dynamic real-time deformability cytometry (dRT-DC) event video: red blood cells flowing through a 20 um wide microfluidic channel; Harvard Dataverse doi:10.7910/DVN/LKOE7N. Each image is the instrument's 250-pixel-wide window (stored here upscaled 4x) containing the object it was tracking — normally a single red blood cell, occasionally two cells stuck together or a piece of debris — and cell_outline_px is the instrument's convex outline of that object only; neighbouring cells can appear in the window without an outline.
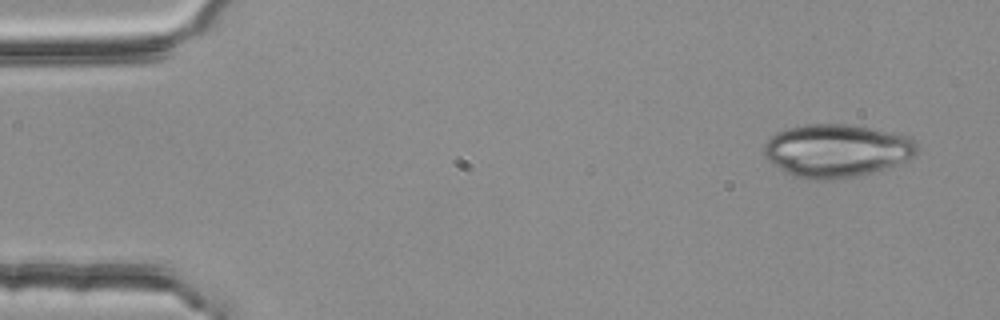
{"species": "common noctule bat (a hibernating species)", "species_latin": "Nyctalus noctula", "temperature_condition": "room temperature", "stored_images_in_passage": 3, "camera_frame_rate_fps": 3000, "um_per_image_px": 0.085, "animal": {"sex": "female", "body_mass_g": 25.1}, "frame": {"image": 1, "passage_image": 1, "time_ms": 0.0, "image_size_px": [1000, 320], "cell_outline_px": [[920, 148], [916, 156], [884, 168], [872, 172], [832, 180], [808, 180], [784, 172], [768, 160], [764, 156], [764, 144], [776, 132], [788, 128], [804, 124], [848, 124], [888, 132], [904, 136], [916, 140]], "centroid_in_image_um": [71.09, 12.8], "position_along_channel_um": 13.9, "area_um2": 47.11}}